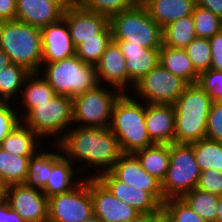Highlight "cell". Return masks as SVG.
Segmentation results:
<instances>
[{
	"label": "cell",
	"mask_w": 222,
	"mask_h": 222,
	"mask_svg": "<svg viewBox=\"0 0 222 222\" xmlns=\"http://www.w3.org/2000/svg\"><path fill=\"white\" fill-rule=\"evenodd\" d=\"M165 222H207L198 216L181 198H169L162 204Z\"/></svg>",
	"instance_id": "e575fe53"
},
{
	"label": "cell",
	"mask_w": 222,
	"mask_h": 222,
	"mask_svg": "<svg viewBox=\"0 0 222 222\" xmlns=\"http://www.w3.org/2000/svg\"><path fill=\"white\" fill-rule=\"evenodd\" d=\"M212 52L210 69L222 71V30L209 39Z\"/></svg>",
	"instance_id": "7bdbcfd3"
},
{
	"label": "cell",
	"mask_w": 222,
	"mask_h": 222,
	"mask_svg": "<svg viewBox=\"0 0 222 222\" xmlns=\"http://www.w3.org/2000/svg\"><path fill=\"white\" fill-rule=\"evenodd\" d=\"M90 195L93 215L102 222H130L140 214L134 207L115 197L98 178H90Z\"/></svg>",
	"instance_id": "4fadbf2b"
},
{
	"label": "cell",
	"mask_w": 222,
	"mask_h": 222,
	"mask_svg": "<svg viewBox=\"0 0 222 222\" xmlns=\"http://www.w3.org/2000/svg\"><path fill=\"white\" fill-rule=\"evenodd\" d=\"M42 63H53L75 55L70 31L66 21L58 22L41 28Z\"/></svg>",
	"instance_id": "ac0fdd59"
},
{
	"label": "cell",
	"mask_w": 222,
	"mask_h": 222,
	"mask_svg": "<svg viewBox=\"0 0 222 222\" xmlns=\"http://www.w3.org/2000/svg\"><path fill=\"white\" fill-rule=\"evenodd\" d=\"M122 93L98 84L72 98L73 126L109 128L113 106Z\"/></svg>",
	"instance_id": "ba28073f"
},
{
	"label": "cell",
	"mask_w": 222,
	"mask_h": 222,
	"mask_svg": "<svg viewBox=\"0 0 222 222\" xmlns=\"http://www.w3.org/2000/svg\"><path fill=\"white\" fill-rule=\"evenodd\" d=\"M75 48L84 40L97 38L108 24L109 17L94 11L85 10L76 2L63 12Z\"/></svg>",
	"instance_id": "9a60e30c"
},
{
	"label": "cell",
	"mask_w": 222,
	"mask_h": 222,
	"mask_svg": "<svg viewBox=\"0 0 222 222\" xmlns=\"http://www.w3.org/2000/svg\"><path fill=\"white\" fill-rule=\"evenodd\" d=\"M10 64H12V62L9 56L3 50L0 49V71L6 66H9Z\"/></svg>",
	"instance_id": "c3c4849f"
},
{
	"label": "cell",
	"mask_w": 222,
	"mask_h": 222,
	"mask_svg": "<svg viewBox=\"0 0 222 222\" xmlns=\"http://www.w3.org/2000/svg\"><path fill=\"white\" fill-rule=\"evenodd\" d=\"M40 73L56 95L71 98L94 89L99 84L96 66L84 63L76 55L53 63H42Z\"/></svg>",
	"instance_id": "5b68a950"
},
{
	"label": "cell",
	"mask_w": 222,
	"mask_h": 222,
	"mask_svg": "<svg viewBox=\"0 0 222 222\" xmlns=\"http://www.w3.org/2000/svg\"><path fill=\"white\" fill-rule=\"evenodd\" d=\"M196 188L219 196L222 195V172L212 169L201 171Z\"/></svg>",
	"instance_id": "b9f144b4"
},
{
	"label": "cell",
	"mask_w": 222,
	"mask_h": 222,
	"mask_svg": "<svg viewBox=\"0 0 222 222\" xmlns=\"http://www.w3.org/2000/svg\"><path fill=\"white\" fill-rule=\"evenodd\" d=\"M197 84L213 101L222 100V71L208 69L199 74Z\"/></svg>",
	"instance_id": "ab89813d"
},
{
	"label": "cell",
	"mask_w": 222,
	"mask_h": 222,
	"mask_svg": "<svg viewBox=\"0 0 222 222\" xmlns=\"http://www.w3.org/2000/svg\"><path fill=\"white\" fill-rule=\"evenodd\" d=\"M200 173L191 144H170V163L166 176L161 182V190L165 200L181 198L196 188Z\"/></svg>",
	"instance_id": "9c48e42d"
},
{
	"label": "cell",
	"mask_w": 222,
	"mask_h": 222,
	"mask_svg": "<svg viewBox=\"0 0 222 222\" xmlns=\"http://www.w3.org/2000/svg\"><path fill=\"white\" fill-rule=\"evenodd\" d=\"M213 100L197 83L187 85L173 104L175 143H192L206 137L209 110Z\"/></svg>",
	"instance_id": "3957f363"
},
{
	"label": "cell",
	"mask_w": 222,
	"mask_h": 222,
	"mask_svg": "<svg viewBox=\"0 0 222 222\" xmlns=\"http://www.w3.org/2000/svg\"><path fill=\"white\" fill-rule=\"evenodd\" d=\"M3 198L25 222H48V197L42 190L14 184L4 188Z\"/></svg>",
	"instance_id": "7c38bea8"
},
{
	"label": "cell",
	"mask_w": 222,
	"mask_h": 222,
	"mask_svg": "<svg viewBox=\"0 0 222 222\" xmlns=\"http://www.w3.org/2000/svg\"><path fill=\"white\" fill-rule=\"evenodd\" d=\"M185 51L199 74L210 69L212 52L209 39L196 37L188 44Z\"/></svg>",
	"instance_id": "8d00e7d4"
},
{
	"label": "cell",
	"mask_w": 222,
	"mask_h": 222,
	"mask_svg": "<svg viewBox=\"0 0 222 222\" xmlns=\"http://www.w3.org/2000/svg\"><path fill=\"white\" fill-rule=\"evenodd\" d=\"M142 168L160 183L166 176L170 163V144H157L134 153Z\"/></svg>",
	"instance_id": "83f0119b"
},
{
	"label": "cell",
	"mask_w": 222,
	"mask_h": 222,
	"mask_svg": "<svg viewBox=\"0 0 222 222\" xmlns=\"http://www.w3.org/2000/svg\"><path fill=\"white\" fill-rule=\"evenodd\" d=\"M95 66L99 84L115 88L121 93H129L125 57L116 42L111 41Z\"/></svg>",
	"instance_id": "2e32d148"
},
{
	"label": "cell",
	"mask_w": 222,
	"mask_h": 222,
	"mask_svg": "<svg viewBox=\"0 0 222 222\" xmlns=\"http://www.w3.org/2000/svg\"><path fill=\"white\" fill-rule=\"evenodd\" d=\"M163 45L185 49L196 38L192 15L182 17L163 28Z\"/></svg>",
	"instance_id": "4dcf8cb0"
},
{
	"label": "cell",
	"mask_w": 222,
	"mask_h": 222,
	"mask_svg": "<svg viewBox=\"0 0 222 222\" xmlns=\"http://www.w3.org/2000/svg\"><path fill=\"white\" fill-rule=\"evenodd\" d=\"M6 222H25L6 202Z\"/></svg>",
	"instance_id": "7dc6e473"
},
{
	"label": "cell",
	"mask_w": 222,
	"mask_h": 222,
	"mask_svg": "<svg viewBox=\"0 0 222 222\" xmlns=\"http://www.w3.org/2000/svg\"><path fill=\"white\" fill-rule=\"evenodd\" d=\"M146 129L153 143H175V108L171 104L146 103Z\"/></svg>",
	"instance_id": "44dd1931"
},
{
	"label": "cell",
	"mask_w": 222,
	"mask_h": 222,
	"mask_svg": "<svg viewBox=\"0 0 222 222\" xmlns=\"http://www.w3.org/2000/svg\"><path fill=\"white\" fill-rule=\"evenodd\" d=\"M192 17L199 38L210 39L222 30V19L210 10L195 5Z\"/></svg>",
	"instance_id": "d590c367"
},
{
	"label": "cell",
	"mask_w": 222,
	"mask_h": 222,
	"mask_svg": "<svg viewBox=\"0 0 222 222\" xmlns=\"http://www.w3.org/2000/svg\"><path fill=\"white\" fill-rule=\"evenodd\" d=\"M93 215L90 178L72 190L48 198V222H82Z\"/></svg>",
	"instance_id": "8fae6325"
},
{
	"label": "cell",
	"mask_w": 222,
	"mask_h": 222,
	"mask_svg": "<svg viewBox=\"0 0 222 222\" xmlns=\"http://www.w3.org/2000/svg\"><path fill=\"white\" fill-rule=\"evenodd\" d=\"M3 190L4 188L0 184V200L3 198Z\"/></svg>",
	"instance_id": "db71d44e"
},
{
	"label": "cell",
	"mask_w": 222,
	"mask_h": 222,
	"mask_svg": "<svg viewBox=\"0 0 222 222\" xmlns=\"http://www.w3.org/2000/svg\"><path fill=\"white\" fill-rule=\"evenodd\" d=\"M46 142L22 121L0 144V148L17 156H33Z\"/></svg>",
	"instance_id": "484cf974"
},
{
	"label": "cell",
	"mask_w": 222,
	"mask_h": 222,
	"mask_svg": "<svg viewBox=\"0 0 222 222\" xmlns=\"http://www.w3.org/2000/svg\"><path fill=\"white\" fill-rule=\"evenodd\" d=\"M17 0H0V22L15 20L17 13Z\"/></svg>",
	"instance_id": "ee69618b"
},
{
	"label": "cell",
	"mask_w": 222,
	"mask_h": 222,
	"mask_svg": "<svg viewBox=\"0 0 222 222\" xmlns=\"http://www.w3.org/2000/svg\"><path fill=\"white\" fill-rule=\"evenodd\" d=\"M148 0H137L138 4L144 5Z\"/></svg>",
	"instance_id": "11a10c76"
},
{
	"label": "cell",
	"mask_w": 222,
	"mask_h": 222,
	"mask_svg": "<svg viewBox=\"0 0 222 222\" xmlns=\"http://www.w3.org/2000/svg\"><path fill=\"white\" fill-rule=\"evenodd\" d=\"M74 3H52L46 0H17L15 20L37 28L58 22L63 12Z\"/></svg>",
	"instance_id": "d6986e66"
},
{
	"label": "cell",
	"mask_w": 222,
	"mask_h": 222,
	"mask_svg": "<svg viewBox=\"0 0 222 222\" xmlns=\"http://www.w3.org/2000/svg\"><path fill=\"white\" fill-rule=\"evenodd\" d=\"M31 72L18 64H10L0 71V100L17 102L25 79Z\"/></svg>",
	"instance_id": "f546056e"
},
{
	"label": "cell",
	"mask_w": 222,
	"mask_h": 222,
	"mask_svg": "<svg viewBox=\"0 0 222 222\" xmlns=\"http://www.w3.org/2000/svg\"><path fill=\"white\" fill-rule=\"evenodd\" d=\"M20 122L21 118L15 103L0 100V144Z\"/></svg>",
	"instance_id": "f35d334b"
},
{
	"label": "cell",
	"mask_w": 222,
	"mask_h": 222,
	"mask_svg": "<svg viewBox=\"0 0 222 222\" xmlns=\"http://www.w3.org/2000/svg\"><path fill=\"white\" fill-rule=\"evenodd\" d=\"M125 57L129 76V93L135 84L159 64L160 48H144L140 45H128V41H114Z\"/></svg>",
	"instance_id": "ffe728a7"
},
{
	"label": "cell",
	"mask_w": 222,
	"mask_h": 222,
	"mask_svg": "<svg viewBox=\"0 0 222 222\" xmlns=\"http://www.w3.org/2000/svg\"><path fill=\"white\" fill-rule=\"evenodd\" d=\"M187 84L160 63L139 80L131 94L148 104L173 105Z\"/></svg>",
	"instance_id": "30bf717a"
},
{
	"label": "cell",
	"mask_w": 222,
	"mask_h": 222,
	"mask_svg": "<svg viewBox=\"0 0 222 222\" xmlns=\"http://www.w3.org/2000/svg\"><path fill=\"white\" fill-rule=\"evenodd\" d=\"M113 41H128V45L160 48L163 29L150 17L142 4L109 17Z\"/></svg>",
	"instance_id": "8992f818"
},
{
	"label": "cell",
	"mask_w": 222,
	"mask_h": 222,
	"mask_svg": "<svg viewBox=\"0 0 222 222\" xmlns=\"http://www.w3.org/2000/svg\"><path fill=\"white\" fill-rule=\"evenodd\" d=\"M52 3H75V0H46Z\"/></svg>",
	"instance_id": "816d5d0a"
},
{
	"label": "cell",
	"mask_w": 222,
	"mask_h": 222,
	"mask_svg": "<svg viewBox=\"0 0 222 222\" xmlns=\"http://www.w3.org/2000/svg\"><path fill=\"white\" fill-rule=\"evenodd\" d=\"M112 40V30L108 24L97 34V38H90L80 43L75 48V55L84 63L96 65Z\"/></svg>",
	"instance_id": "836d02e7"
},
{
	"label": "cell",
	"mask_w": 222,
	"mask_h": 222,
	"mask_svg": "<svg viewBox=\"0 0 222 222\" xmlns=\"http://www.w3.org/2000/svg\"><path fill=\"white\" fill-rule=\"evenodd\" d=\"M31 156H17L0 148V184L3 188L24 184Z\"/></svg>",
	"instance_id": "f1b7e54d"
},
{
	"label": "cell",
	"mask_w": 222,
	"mask_h": 222,
	"mask_svg": "<svg viewBox=\"0 0 222 222\" xmlns=\"http://www.w3.org/2000/svg\"><path fill=\"white\" fill-rule=\"evenodd\" d=\"M146 103L131 93H122L116 100L109 129L117 137L122 153H135L149 147L151 141L146 129Z\"/></svg>",
	"instance_id": "7a4b0ae2"
},
{
	"label": "cell",
	"mask_w": 222,
	"mask_h": 222,
	"mask_svg": "<svg viewBox=\"0 0 222 222\" xmlns=\"http://www.w3.org/2000/svg\"><path fill=\"white\" fill-rule=\"evenodd\" d=\"M195 0H148L144 6L150 17L163 29L182 17L193 14Z\"/></svg>",
	"instance_id": "d4e9b609"
},
{
	"label": "cell",
	"mask_w": 222,
	"mask_h": 222,
	"mask_svg": "<svg viewBox=\"0 0 222 222\" xmlns=\"http://www.w3.org/2000/svg\"><path fill=\"white\" fill-rule=\"evenodd\" d=\"M0 222H6V201L4 198L0 200Z\"/></svg>",
	"instance_id": "681fc988"
},
{
	"label": "cell",
	"mask_w": 222,
	"mask_h": 222,
	"mask_svg": "<svg viewBox=\"0 0 222 222\" xmlns=\"http://www.w3.org/2000/svg\"><path fill=\"white\" fill-rule=\"evenodd\" d=\"M205 138L222 143V100L212 103L207 118Z\"/></svg>",
	"instance_id": "60d3db41"
},
{
	"label": "cell",
	"mask_w": 222,
	"mask_h": 222,
	"mask_svg": "<svg viewBox=\"0 0 222 222\" xmlns=\"http://www.w3.org/2000/svg\"><path fill=\"white\" fill-rule=\"evenodd\" d=\"M190 144L200 171L212 169L222 172V143L204 138Z\"/></svg>",
	"instance_id": "d6a6232c"
},
{
	"label": "cell",
	"mask_w": 222,
	"mask_h": 222,
	"mask_svg": "<svg viewBox=\"0 0 222 222\" xmlns=\"http://www.w3.org/2000/svg\"><path fill=\"white\" fill-rule=\"evenodd\" d=\"M195 4L210 10L214 15L222 19V0H195Z\"/></svg>",
	"instance_id": "f6af8a7d"
},
{
	"label": "cell",
	"mask_w": 222,
	"mask_h": 222,
	"mask_svg": "<svg viewBox=\"0 0 222 222\" xmlns=\"http://www.w3.org/2000/svg\"><path fill=\"white\" fill-rule=\"evenodd\" d=\"M84 177L64 155L53 165L48 181L42 190L49 198L66 193L76 187Z\"/></svg>",
	"instance_id": "cb8c5ba5"
},
{
	"label": "cell",
	"mask_w": 222,
	"mask_h": 222,
	"mask_svg": "<svg viewBox=\"0 0 222 222\" xmlns=\"http://www.w3.org/2000/svg\"><path fill=\"white\" fill-rule=\"evenodd\" d=\"M0 49L14 64L30 72H40L42 67L41 28L18 20L0 22Z\"/></svg>",
	"instance_id": "277c9868"
},
{
	"label": "cell",
	"mask_w": 222,
	"mask_h": 222,
	"mask_svg": "<svg viewBox=\"0 0 222 222\" xmlns=\"http://www.w3.org/2000/svg\"><path fill=\"white\" fill-rule=\"evenodd\" d=\"M110 172L118 180L149 192L161 205L164 203L161 183L142 168L135 154L122 153Z\"/></svg>",
	"instance_id": "5bb4252c"
},
{
	"label": "cell",
	"mask_w": 222,
	"mask_h": 222,
	"mask_svg": "<svg viewBox=\"0 0 222 222\" xmlns=\"http://www.w3.org/2000/svg\"><path fill=\"white\" fill-rule=\"evenodd\" d=\"M55 95L54 89L40 72H31L25 79L18 102H15L21 120L36 104H43Z\"/></svg>",
	"instance_id": "603a6c76"
},
{
	"label": "cell",
	"mask_w": 222,
	"mask_h": 222,
	"mask_svg": "<svg viewBox=\"0 0 222 222\" xmlns=\"http://www.w3.org/2000/svg\"><path fill=\"white\" fill-rule=\"evenodd\" d=\"M48 146L45 144L30 157L25 185L40 190L44 189L53 165L63 156L57 143H49Z\"/></svg>",
	"instance_id": "7402d4cb"
},
{
	"label": "cell",
	"mask_w": 222,
	"mask_h": 222,
	"mask_svg": "<svg viewBox=\"0 0 222 222\" xmlns=\"http://www.w3.org/2000/svg\"><path fill=\"white\" fill-rule=\"evenodd\" d=\"M163 219L162 212L139 214L130 222H160Z\"/></svg>",
	"instance_id": "bcb514c9"
},
{
	"label": "cell",
	"mask_w": 222,
	"mask_h": 222,
	"mask_svg": "<svg viewBox=\"0 0 222 222\" xmlns=\"http://www.w3.org/2000/svg\"><path fill=\"white\" fill-rule=\"evenodd\" d=\"M159 63L187 85L196 84L198 81L199 73L195 70L185 49L162 45Z\"/></svg>",
	"instance_id": "4316f807"
},
{
	"label": "cell",
	"mask_w": 222,
	"mask_h": 222,
	"mask_svg": "<svg viewBox=\"0 0 222 222\" xmlns=\"http://www.w3.org/2000/svg\"><path fill=\"white\" fill-rule=\"evenodd\" d=\"M75 2L85 10L104 14L108 17L138 4L137 0H75Z\"/></svg>",
	"instance_id": "74e56055"
},
{
	"label": "cell",
	"mask_w": 222,
	"mask_h": 222,
	"mask_svg": "<svg viewBox=\"0 0 222 222\" xmlns=\"http://www.w3.org/2000/svg\"><path fill=\"white\" fill-rule=\"evenodd\" d=\"M181 199L205 221L216 222L219 195L194 188Z\"/></svg>",
	"instance_id": "1f68e13d"
},
{
	"label": "cell",
	"mask_w": 222,
	"mask_h": 222,
	"mask_svg": "<svg viewBox=\"0 0 222 222\" xmlns=\"http://www.w3.org/2000/svg\"><path fill=\"white\" fill-rule=\"evenodd\" d=\"M82 222H102L97 216L92 215L89 219H86Z\"/></svg>",
	"instance_id": "f5cc1de1"
},
{
	"label": "cell",
	"mask_w": 222,
	"mask_h": 222,
	"mask_svg": "<svg viewBox=\"0 0 222 222\" xmlns=\"http://www.w3.org/2000/svg\"><path fill=\"white\" fill-rule=\"evenodd\" d=\"M21 121L47 144L57 143L73 126L72 98L55 95L43 104H36Z\"/></svg>",
	"instance_id": "52a82bcc"
},
{
	"label": "cell",
	"mask_w": 222,
	"mask_h": 222,
	"mask_svg": "<svg viewBox=\"0 0 222 222\" xmlns=\"http://www.w3.org/2000/svg\"><path fill=\"white\" fill-rule=\"evenodd\" d=\"M216 222H222V195L219 196Z\"/></svg>",
	"instance_id": "f907efd6"
},
{
	"label": "cell",
	"mask_w": 222,
	"mask_h": 222,
	"mask_svg": "<svg viewBox=\"0 0 222 222\" xmlns=\"http://www.w3.org/2000/svg\"><path fill=\"white\" fill-rule=\"evenodd\" d=\"M97 178L115 197L140 214L162 212V205L149 192L118 180L110 171L101 173Z\"/></svg>",
	"instance_id": "e0dca14e"
},
{
	"label": "cell",
	"mask_w": 222,
	"mask_h": 222,
	"mask_svg": "<svg viewBox=\"0 0 222 222\" xmlns=\"http://www.w3.org/2000/svg\"><path fill=\"white\" fill-rule=\"evenodd\" d=\"M57 144L84 178L110 171L122 154L109 128L72 126Z\"/></svg>",
	"instance_id": "6da1fadb"
}]
</instances>
